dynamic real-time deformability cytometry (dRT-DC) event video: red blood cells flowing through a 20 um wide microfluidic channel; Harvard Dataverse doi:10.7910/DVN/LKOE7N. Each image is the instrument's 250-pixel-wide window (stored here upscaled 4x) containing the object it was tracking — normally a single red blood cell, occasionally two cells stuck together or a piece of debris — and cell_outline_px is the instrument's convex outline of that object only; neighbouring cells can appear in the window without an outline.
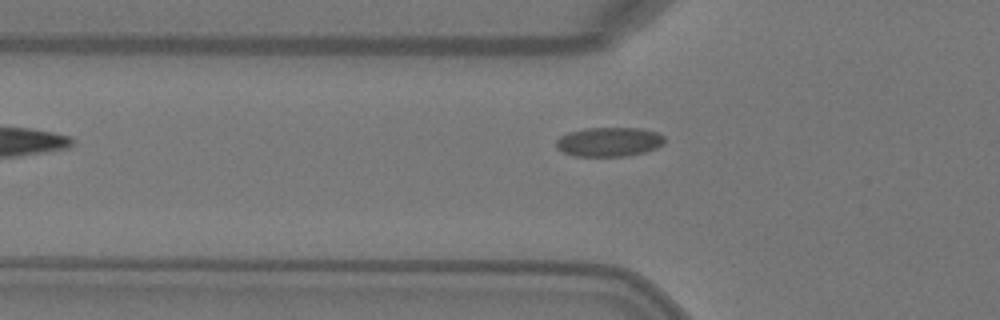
{"species": "Egyptian fruit bat (a non-hibernating species)", "species_latin": "Rousettus aegyptiacus", "temperature_condition": "warm", "stored_images_in_passage": 4, "segment_of_instrument_passage": [1, 2], "camera_frame_rate_fps": 3000, "um_per_image_px": 0.085, "animal": {"sex": "female"}, "frame": {"image": 1, "passage_image": 3, "time_ms": 0.667, "image_size_px": [1000, 320], "cell_outline_px": [[664, 144], [656, 148], [644, 152], [624, 156], [572, 156], [556, 148], [556, 140], [560, 136], [568, 132], [584, 128], [640, 128], [656, 132], [664, 136]], "centroid_in_image_um": [51.75, 12.05], "position_along_channel_um": 74.1, "area_um2": 18.55}}